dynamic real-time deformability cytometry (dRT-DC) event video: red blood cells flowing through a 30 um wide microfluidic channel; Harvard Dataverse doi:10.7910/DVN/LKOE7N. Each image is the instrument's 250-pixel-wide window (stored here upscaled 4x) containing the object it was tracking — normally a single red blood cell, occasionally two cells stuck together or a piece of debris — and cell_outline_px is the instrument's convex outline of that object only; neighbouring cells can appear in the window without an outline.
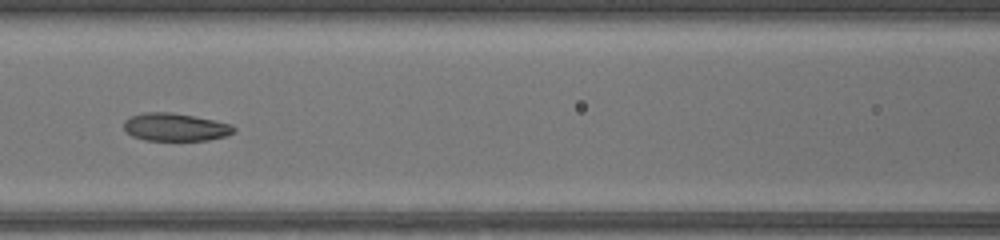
{"species": "common noctule bat (a hibernating species)", "species_latin": "Nyctalus noctula", "temperature_condition": "warm", "stored_images_in_passage": 26, "camera_frame_rate_fps": 3000, "um_per_image_px": 0.085, "animal": {"sex": "female", "body_mass_g": 17.0, "forearm_length_mm": 48.0}, "frame": {"image": 1, "passage_image": 22, "time_ms": 7.0, "image_size_px": [1000, 240], "cell_outline_px": [[236, 132], [224, 136], [208, 140], [144, 140], [132, 136], [124, 132], [124, 120], [128, 116], [144, 112], [172, 112], [232, 124], [236, 128]], "centroid_in_image_um": [14.85, 10.8], "position_along_channel_um": 151.7, "area_um2": 17.98}}
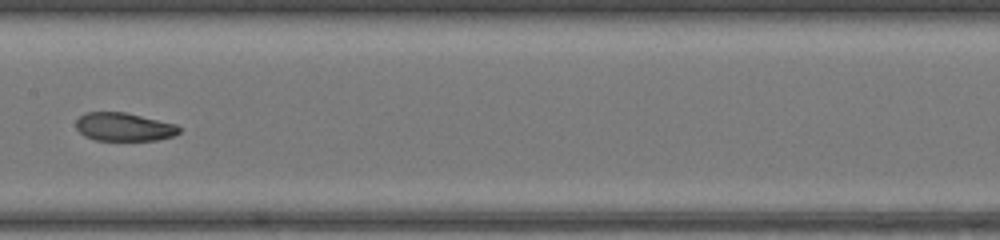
{"frame": {"image": 2, "passage_image": 25, "time_ms": 8.0, "image_size_px": [1000, 240], "cell_outline_px": [[180, 132], [172, 136], [156, 140], [96, 140], [84, 136], [76, 128], [76, 120], [84, 112], [124, 112], [176, 124], [180, 128]], "centroid_in_image_um": [10.51, 10.78], "position_along_channel_um": 196.9, "area_um2": 16.94}}